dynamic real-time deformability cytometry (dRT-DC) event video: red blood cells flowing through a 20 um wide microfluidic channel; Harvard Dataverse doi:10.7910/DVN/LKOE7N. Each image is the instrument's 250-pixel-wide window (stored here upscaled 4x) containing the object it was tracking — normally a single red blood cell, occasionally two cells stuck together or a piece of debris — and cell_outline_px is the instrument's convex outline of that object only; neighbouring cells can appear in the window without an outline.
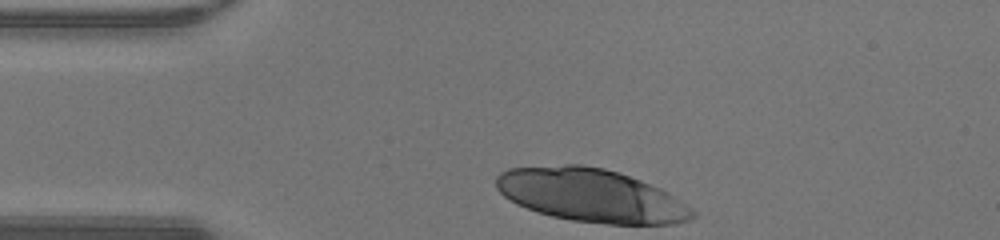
{"species": "human", "species_latin": "Homo sapiens", "temperature_condition": "warm", "stored_images_in_passage": 28, "camera_frame_rate_fps": 3000, "um_per_image_px": 0.085, "donor": {"sex": "male"}, "frame": {"image": 1, "passage_image": 1, "time_ms": 0.0, "image_size_px": [1000, 240], "cell_outline_px": [[696, 216], [688, 220], [676, 224], [608, 224], [572, 220], [552, 216], [516, 204], [504, 196], [496, 188], [496, 176], [500, 172], [508, 168], [564, 164], [584, 164], [604, 168], [640, 180], [660, 188], [668, 192], [692, 208], [696, 212]], "centroid_in_image_um": [50.24, 16.6], "position_along_channel_um": 34.8, "area_um2": 60.92}}